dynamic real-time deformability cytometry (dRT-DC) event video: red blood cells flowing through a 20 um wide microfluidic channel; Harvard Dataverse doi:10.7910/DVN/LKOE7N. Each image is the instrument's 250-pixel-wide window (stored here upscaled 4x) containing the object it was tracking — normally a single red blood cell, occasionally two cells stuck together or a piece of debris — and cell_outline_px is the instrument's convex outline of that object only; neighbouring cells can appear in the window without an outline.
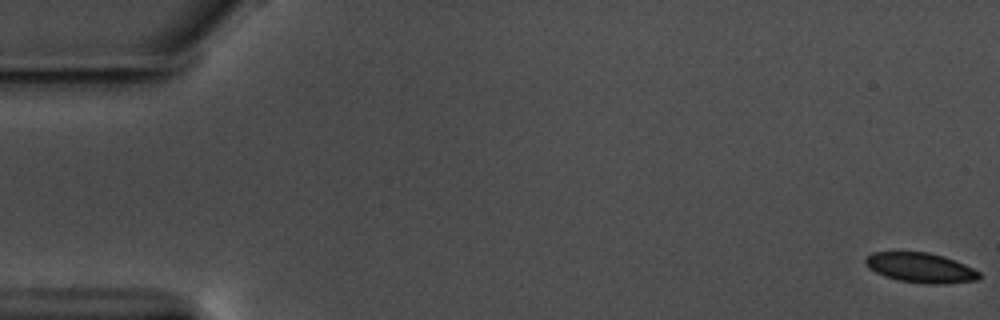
{"species": "common noctule bat (a hibernating species)", "species_latin": "Nyctalus noctula", "temperature_condition": "warm", "stored_images_in_passage": 58, "camera_frame_rate_fps": 3000, "um_per_image_px": 0.085, "animal": {"sex": "male", "body_mass_g": 17.5, "forearm_length_mm": 52.3}, "frame": {"image": 1, "passage_image": 1, "time_ms": 0.0, "image_size_px": [1000, 320], "cell_outline_px": [[980, 276], [976, 280], [944, 284], [928, 284], [896, 280], [884, 276], [868, 268], [864, 264], [864, 260], [872, 252], [928, 252], [944, 256], [964, 264], [980, 272]], "centroid_in_image_um": [78.22, 22.76], "position_along_channel_um": 6.8, "area_um2": 19.83}}
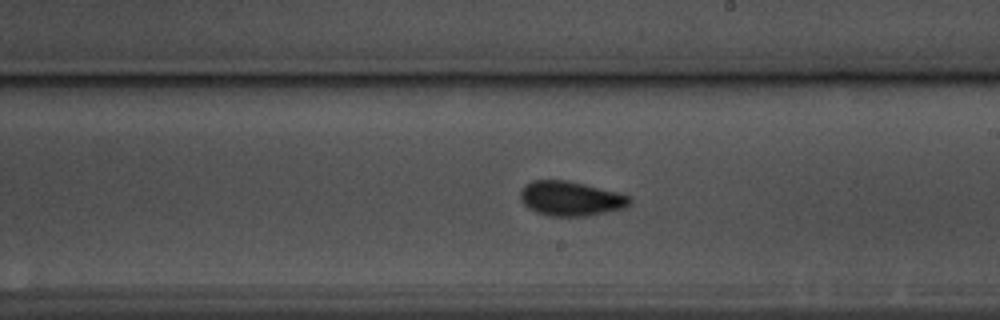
{"frame": {"image": 2, "passage_image": 34, "time_ms": 11.0, "image_size_px": [1000, 320], "cell_outline_px": [[632, 204], [624, 208], [584, 216], [552, 216], [536, 212], [528, 208], [520, 200], [520, 188], [524, 184], [532, 180], [568, 180], [620, 192], [632, 196]], "centroid_in_image_um": [48.52, 16.86], "position_along_channel_um": 240.5, "area_um2": 22.37}}
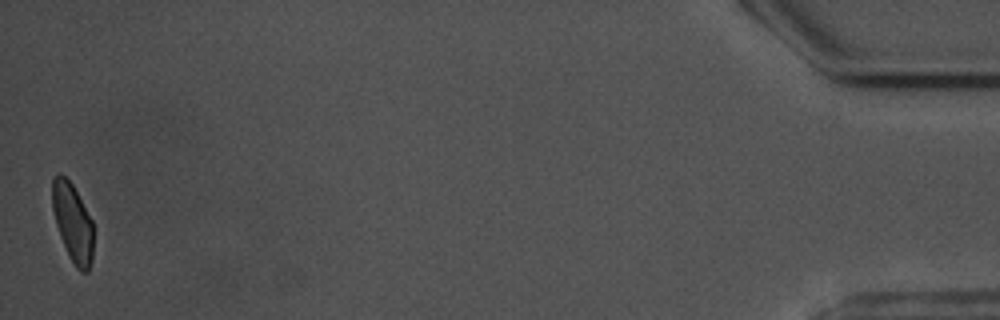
{"frame": {"image": 3, "passage_image": 58, "time_ms": 19.0, "image_size_px": [1000, 320], "cell_outline_px": [[92, 260], [88, 272], [80, 272], [76, 268], [60, 236], [56, 224], [52, 208], [52, 180], [60, 172], [72, 184], [92, 220]], "centroid_in_image_um": [6.17, 18.92], "position_along_channel_um": 429.0, "area_um2": 18.44}, "authors_computed_cell_mechanics": {"area_um2": 20.7502, "velocity_mm_per_s": 3.5556, "shape_relaxation_time_tau1_ms": 4.4849, "shape_relaxation_time_tau2_ms": 1.6105, "deformation_change_tau1": 0.1107, "deformation_change_tau2": 0.0682}}